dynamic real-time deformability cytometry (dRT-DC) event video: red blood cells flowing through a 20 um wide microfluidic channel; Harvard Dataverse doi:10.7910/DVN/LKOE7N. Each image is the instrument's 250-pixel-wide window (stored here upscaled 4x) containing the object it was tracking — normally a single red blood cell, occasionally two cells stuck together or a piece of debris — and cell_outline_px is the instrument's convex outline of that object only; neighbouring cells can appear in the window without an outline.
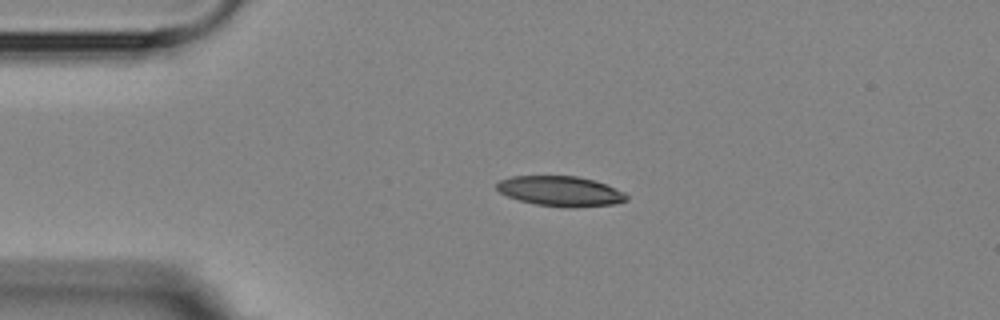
{"species": "Egyptian fruit bat (a non-hibernating species)", "species_latin": "Rousettus aegyptiacus", "temperature_condition": "room temperature", "stored_images_in_passage": 4, "camera_frame_rate_fps": 3000, "um_per_image_px": 0.085, "animal": {"sex": "female"}, "frame": {"image": 1, "passage_image": 3, "time_ms": 2.333, "image_size_px": [1000, 320], "cell_outline_px": [[628, 200], [616, 204], [576, 208], [568, 208], [536, 204], [520, 200], [508, 196], [500, 192], [496, 188], [496, 184], [500, 180], [512, 176], [576, 176], [592, 180], [616, 188], [624, 192], [628, 196]], "centroid_in_image_um": [47.67, 16.26], "position_along_channel_um": 37.3, "area_um2": 22.77}}